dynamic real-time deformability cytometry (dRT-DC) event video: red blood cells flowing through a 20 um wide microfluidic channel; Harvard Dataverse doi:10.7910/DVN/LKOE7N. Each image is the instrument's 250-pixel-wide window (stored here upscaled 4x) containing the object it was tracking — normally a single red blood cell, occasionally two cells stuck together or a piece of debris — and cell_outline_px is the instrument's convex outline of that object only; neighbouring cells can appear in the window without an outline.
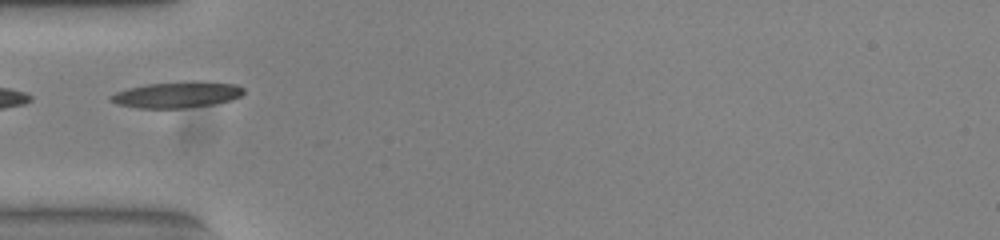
{"species": "common noctule bat (a hibernating species)", "species_latin": "Nyctalus noctula", "temperature_condition": "warm", "stored_images_in_passage": 37, "camera_frame_rate_fps": 3000, "um_per_image_px": 0.085, "animal": {"sex": "female", "body_mass_g": 23.0, "forearm_length_mm": 53.4}, "frame": {"image": 1, "passage_image": 1, "time_ms": 0.0, "image_size_px": [1000, 240], "cell_outline_px": [[244, 92], [240, 96], [232, 100], [212, 104], [184, 108], [136, 108], [116, 104], [108, 100], [108, 96], [116, 92], [128, 88], [148, 84], [184, 80], [200, 80], [236, 84], [244, 88]], "centroid_in_image_um": [15.04, 8.03], "position_along_channel_um": 70.0, "area_um2": 20.69}}
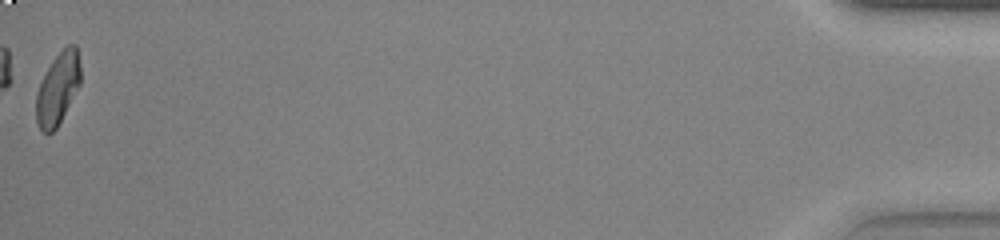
{"frame": {"image": 2, "passage_image": 37, "time_ms": 12.0, "image_size_px": [1000, 240], "cell_outline_px": [[80, 84], [56, 128], [48, 136], [40, 128], [36, 120], [36, 96], [40, 84], [52, 60], [68, 44], [76, 44], [80, 68]], "centroid_in_image_um": [4.91, 7.54], "position_along_channel_um": 430.3, "area_um2": 18.21}, "authors_computed_cell_mechanics": {"area_um2": 19.7098, "velocity_mm_per_s": 3.8454, "shape_relaxation_time_tau1_ms": 6.8426, "shape_relaxation_time_tau2_ms": 4.2883, "deformation_change_tau1": 0.1918, "deformation_change_tau2": 0.1051}}